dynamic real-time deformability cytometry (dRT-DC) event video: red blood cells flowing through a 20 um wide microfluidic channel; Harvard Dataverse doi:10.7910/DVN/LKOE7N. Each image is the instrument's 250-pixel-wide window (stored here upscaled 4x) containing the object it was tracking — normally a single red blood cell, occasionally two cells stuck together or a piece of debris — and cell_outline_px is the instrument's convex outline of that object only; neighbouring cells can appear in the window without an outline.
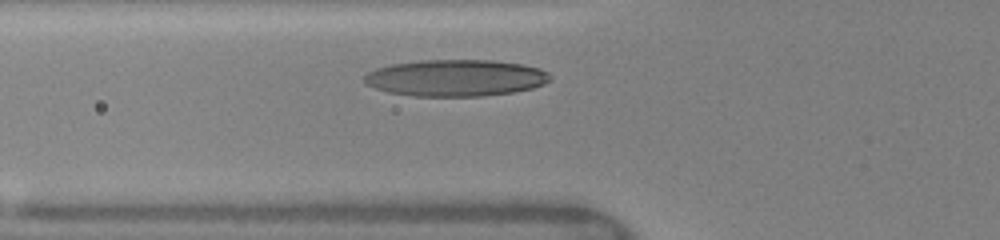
{"species": "human", "species_latin": "Homo sapiens", "temperature_condition": "warm", "stored_images_in_passage": 30, "camera_frame_rate_fps": 3000, "um_per_image_px": 0.085, "donor": {"sex": "female"}, "frame": {"image": 1, "passage_image": 10, "time_ms": 3.333, "image_size_px": [1000, 240], "cell_outline_px": [[552, 80], [544, 84], [532, 88], [512, 92], [484, 96], [416, 96], [388, 92], [364, 84], [364, 76], [368, 72], [376, 68], [392, 64], [420, 60], [492, 60], [524, 64], [540, 68], [548, 72], [552, 76]], "centroid_in_image_um": [38.76, 6.62], "position_along_channel_um": 87.0, "area_um2": 39.94}}
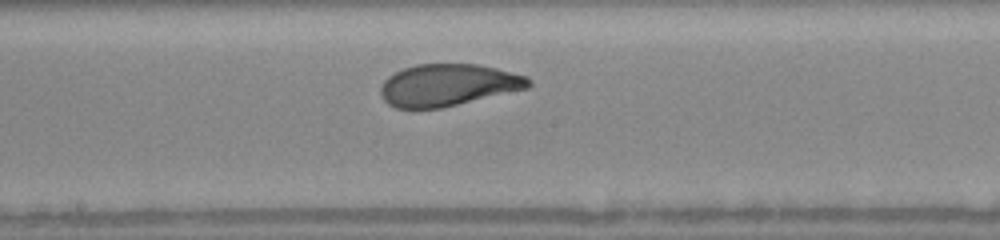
{"frame": {"image": 2, "passage_image": 18, "time_ms": 6.333, "image_size_px": [1000, 240], "cell_outline_px": [[532, 84], [528, 88], [440, 108], [396, 108], [388, 104], [380, 96], [380, 88], [384, 80], [388, 76], [404, 68], [416, 64], [476, 64], [496, 68], [528, 76], [532, 80]], "centroid_in_image_um": [38.08, 7.22], "position_along_channel_um": 210.1, "area_um2": 36.13}}
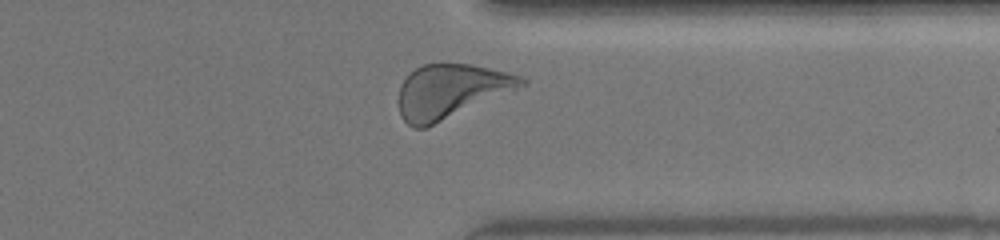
{"frame": {"image": 3, "passage_image": 28, "time_ms": 10.333, "image_size_px": [1000, 240], "cell_outline_px": [[528, 80], [524, 84], [424, 128], [412, 128], [400, 116], [400, 84], [416, 68], [424, 64], [472, 64], [508, 72], [520, 76]], "centroid_in_image_um": [38.26, 7.73], "position_along_channel_um": 373.1, "area_um2": 37.22}, "authors_computed_cell_mechanics": {"area_um2": 36.6163, "velocity_mm_per_s": 4.0768, "shape_relaxation_time_tau1_ms": 2.4527, "shape_relaxation_time_tau2_ms": 0.8641, "deformation_change_tau1": 0.1491, "deformation_change_tau2": 0.0751}}